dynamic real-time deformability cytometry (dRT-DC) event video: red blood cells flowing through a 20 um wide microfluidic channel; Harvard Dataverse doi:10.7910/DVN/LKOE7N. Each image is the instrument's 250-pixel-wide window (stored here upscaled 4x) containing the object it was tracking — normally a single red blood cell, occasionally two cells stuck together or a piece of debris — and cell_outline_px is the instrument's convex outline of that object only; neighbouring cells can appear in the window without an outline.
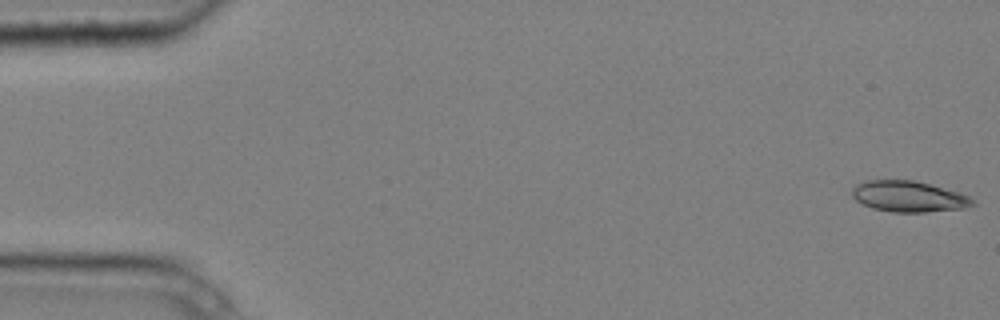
{"species": "common noctule bat (a hibernating species)", "species_latin": "Nyctalus noctula", "temperature_condition": "cold", "stored_images_in_passage": 6, "camera_frame_rate_fps": 3000, "um_per_image_px": 0.085, "animal": {"sex": "male", "body_mass_g": 20.4}, "frame": {"image": 1, "passage_image": 1, "time_ms": 0.0, "image_size_px": [1000, 320], "cell_outline_px": [[976, 204], [964, 208], [924, 212], [892, 212], [872, 208], [856, 200], [852, 196], [852, 188], [856, 184], [868, 180], [916, 180], [960, 192], [968, 196]], "centroid_in_image_um": [77.23, 16.69], "position_along_channel_um": 7.8, "area_um2": 21.73}}